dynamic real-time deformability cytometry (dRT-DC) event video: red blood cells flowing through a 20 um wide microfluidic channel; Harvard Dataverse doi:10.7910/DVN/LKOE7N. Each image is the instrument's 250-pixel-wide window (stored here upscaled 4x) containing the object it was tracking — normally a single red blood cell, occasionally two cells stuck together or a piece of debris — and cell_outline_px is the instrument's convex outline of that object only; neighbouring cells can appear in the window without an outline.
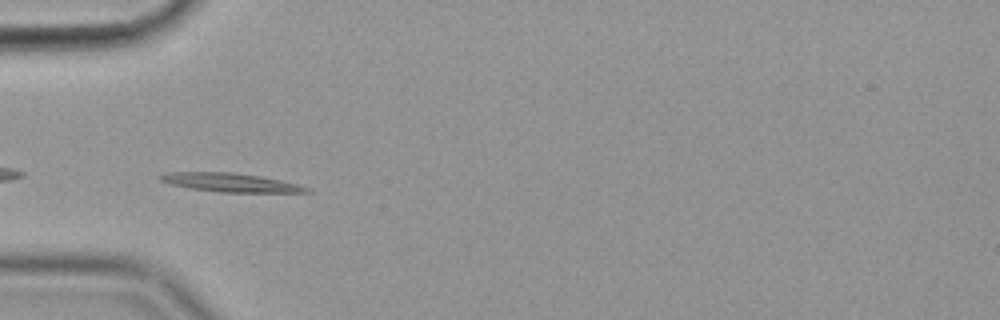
{"species": "common noctule bat (a hibernating species)", "species_latin": "Nyctalus noctula", "temperature_condition": "cold", "stored_images_in_passage": 41, "camera_frame_rate_fps": 3000, "um_per_image_px": 0.085, "animal": {"sex": "female", "body_mass_g": 19.9}, "frame": {"image": 1, "passage_image": 2, "time_ms": 0.333, "image_size_px": [1000, 320], "cell_outline_px": [[312, 192], [220, 192], [188, 188], [168, 184], [160, 180], [156, 176], [168, 172], [232, 172], [260, 176], [280, 180], [312, 188]], "centroid_in_image_um": [19.54, 15.51], "position_along_channel_um": 65.5, "area_um2": 16.01}}
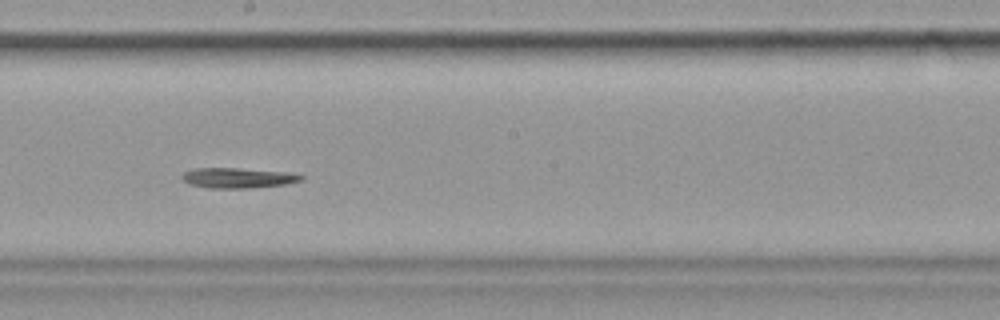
{"frame": {"image": 2, "passage_image": 16, "time_ms": 5.0, "image_size_px": [1000, 320], "cell_outline_px": [[304, 180], [288, 184], [248, 188], [208, 188], [188, 184], [180, 176], [184, 172], [192, 168], [236, 168], [288, 172], [304, 176]], "centroid_in_image_um": [20.22, 15.12], "position_along_channel_um": 228.0, "area_um2": 14.16}}
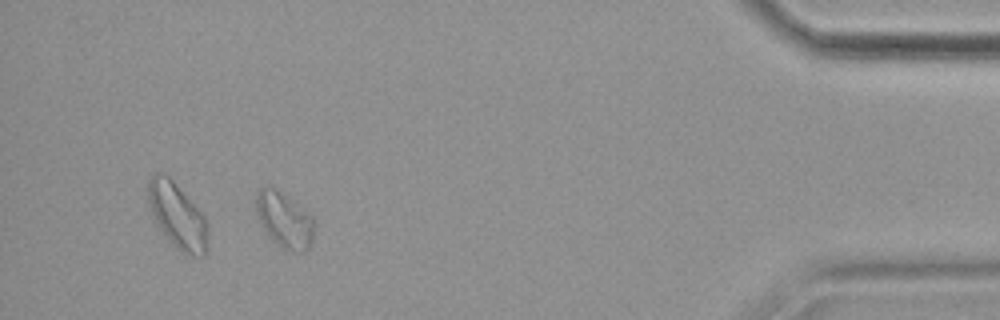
{"frame": {"image": 3, "passage_image": 36, "time_ms": 11.667, "image_size_px": [1000, 320], "cell_outline_px": [[316, 224], [312, 240], [308, 248], [304, 252], [292, 252], [276, 244], [268, 236], [256, 212], [256, 192], [260, 188], [272, 188], [312, 216]], "centroid_in_image_um": [24.19, 18.77], "position_along_channel_um": 411.0, "area_um2": 18.26}}